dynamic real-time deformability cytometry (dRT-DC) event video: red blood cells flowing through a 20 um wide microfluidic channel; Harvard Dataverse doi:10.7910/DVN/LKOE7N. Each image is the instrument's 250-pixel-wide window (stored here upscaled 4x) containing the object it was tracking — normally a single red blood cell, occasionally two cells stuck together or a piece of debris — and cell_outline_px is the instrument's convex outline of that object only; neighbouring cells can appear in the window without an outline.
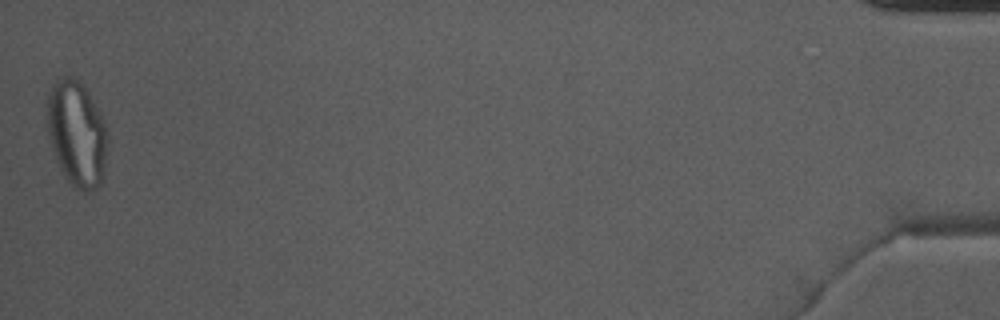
{"species": "Egyptian fruit bat (a non-hibernating species)", "species_latin": "Rousettus aegyptiacus", "temperature_condition": "warm", "stored_images_in_passage": 39, "camera_frame_rate_fps": 3000, "um_per_image_px": 0.085, "animal": {"sex": "male"}, "frame": {"image": 1, "passage_image": 39, "time_ms": 12.667, "image_size_px": [1000, 320], "cell_outline_px": [[104, 180], [96, 188], [88, 192], [76, 188], [68, 180], [60, 168], [48, 144], [44, 116], [44, 104], [48, 92], [52, 84], [60, 76], [72, 76], [88, 92], [104, 124]], "centroid_in_image_um": [6.4, 11.33], "position_along_channel_um": 428.8, "area_um2": 37.28}}